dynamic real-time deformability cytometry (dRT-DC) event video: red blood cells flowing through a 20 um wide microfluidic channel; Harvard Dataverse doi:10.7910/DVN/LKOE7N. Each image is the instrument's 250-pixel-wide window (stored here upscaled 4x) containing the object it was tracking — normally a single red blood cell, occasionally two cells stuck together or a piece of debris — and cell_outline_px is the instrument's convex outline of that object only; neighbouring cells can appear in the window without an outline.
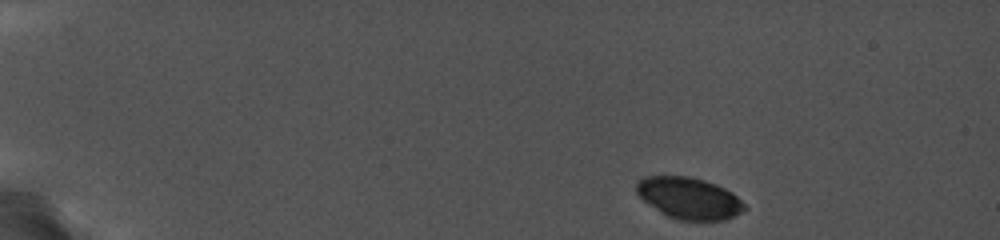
{"species": "common noctule bat (a hibernating species)", "species_latin": "Nyctalus noctula", "temperature_condition": "cold", "stored_images_in_passage": 17, "camera_frame_rate_fps": 5000, "um_per_image_px": 0.085, "animal": {"sex": "female", "body_mass_g": 19.0, "forearm_length_mm": 56.7}, "frame": {"image": 1, "passage_image": 1, "time_ms": 0.0, "image_size_px": [1000, 240], "cell_outline_px": [[748, 208], [724, 220], [680, 220], [668, 216], [660, 212], [644, 200], [636, 192], [636, 184], [640, 180], [648, 176], [688, 176], [724, 188], [732, 192]], "centroid_in_image_um": [58.56, 16.85], "position_along_channel_um": 26.4, "area_um2": 25.61}}